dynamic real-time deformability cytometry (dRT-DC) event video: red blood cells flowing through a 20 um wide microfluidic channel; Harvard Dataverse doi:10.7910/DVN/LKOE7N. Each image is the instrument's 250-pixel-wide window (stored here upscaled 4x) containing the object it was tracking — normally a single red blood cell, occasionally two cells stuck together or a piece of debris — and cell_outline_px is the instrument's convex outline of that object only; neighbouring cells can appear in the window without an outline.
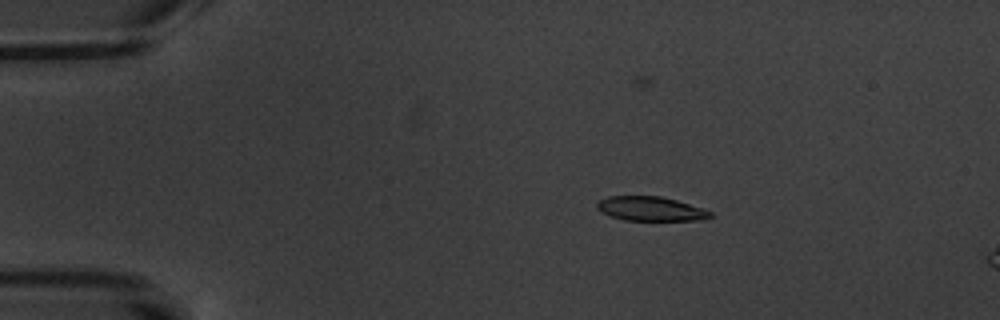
{"species": "common noctule bat (a hibernating species)", "species_latin": "Nyctalus noctula", "temperature_condition": "warm", "stored_images_in_passage": 5, "camera_frame_rate_fps": 3000, "um_per_image_px": 0.085, "animal": {"sex": "male", "body_mass_g": 20.1, "forearm_length_mm": 53.5}, "frame": {"image": 1, "passage_image": 3, "time_ms": 3.0, "image_size_px": [1000, 320], "cell_outline_px": [[712, 216], [708, 220], [624, 220], [600, 212], [596, 208], [596, 204], [600, 200], [608, 196], [660, 196], [676, 200], [712, 212]], "centroid_in_image_um": [55.29, 17.75], "position_along_channel_um": 29.7, "area_um2": 15.95}}